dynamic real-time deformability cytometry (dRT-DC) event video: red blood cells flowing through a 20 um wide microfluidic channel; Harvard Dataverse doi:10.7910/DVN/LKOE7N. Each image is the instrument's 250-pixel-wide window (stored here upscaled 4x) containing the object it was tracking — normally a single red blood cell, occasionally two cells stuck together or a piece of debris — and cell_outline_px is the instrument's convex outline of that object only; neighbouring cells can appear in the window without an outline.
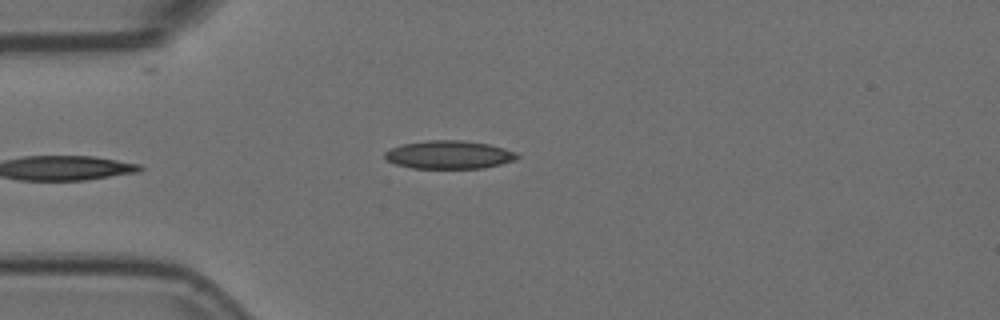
{"species": "Egyptian fruit bat (a non-hibernating species)", "species_latin": "Rousettus aegyptiacus", "temperature_condition": "room temperature", "stored_images_in_passage": 5, "camera_frame_rate_fps": 3000, "um_per_image_px": 0.085, "animal": {"sex": "female"}, "frame": {"image": 1, "passage_image": 5, "time_ms": 1.333, "image_size_px": [1000, 320], "cell_outline_px": [[520, 156], [516, 160], [484, 168], [412, 168], [396, 164], [388, 160], [384, 156], [384, 152], [392, 148], [404, 144], [428, 140], [460, 140], [488, 144], [504, 148], [516, 152]], "centroid_in_image_um": [38.2, 13.15], "position_along_channel_um": 46.8, "area_um2": 21.62}}